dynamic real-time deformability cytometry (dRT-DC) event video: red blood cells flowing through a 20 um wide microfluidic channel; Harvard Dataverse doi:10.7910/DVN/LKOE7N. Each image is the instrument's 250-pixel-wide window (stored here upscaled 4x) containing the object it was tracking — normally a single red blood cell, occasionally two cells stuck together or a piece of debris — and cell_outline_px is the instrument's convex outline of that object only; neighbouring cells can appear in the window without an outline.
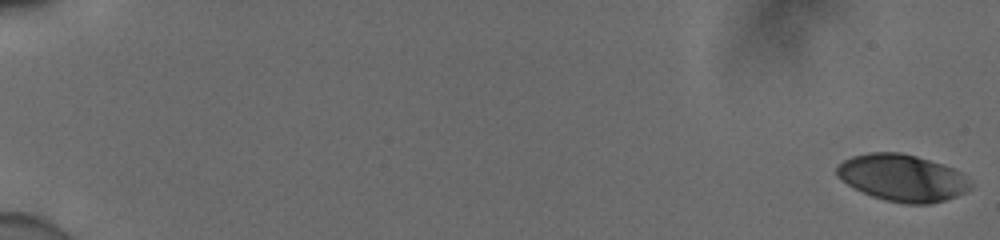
{"species": "human", "species_latin": "Homo sapiens", "temperature_condition": "cold", "stored_images_in_passage": 11, "camera_frame_rate_fps": 3000, "um_per_image_px": 0.085, "donor": {"sex": "male"}, "frame": {"image": 1, "passage_image": 1, "time_ms": 0.0, "image_size_px": [1000, 240], "cell_outline_px": [[972, 184], [964, 192], [956, 196], [944, 200], [928, 204], [904, 204], [872, 196], [848, 184], [836, 176], [836, 168], [844, 160], [852, 156], [868, 152], [900, 152], [916, 156], [956, 168], [964, 172]], "centroid_in_image_um": [76.72, 15.1], "position_along_channel_um": 8.3, "area_um2": 36.47}}
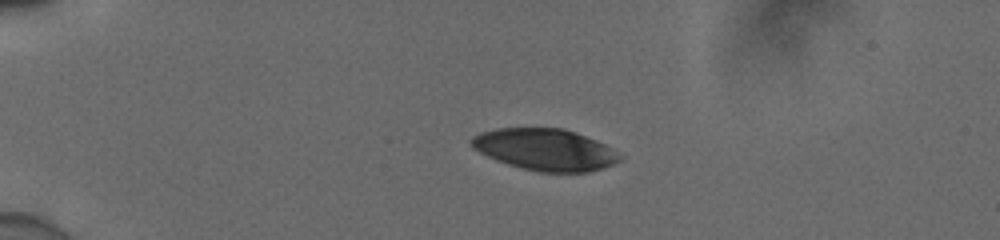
{"frame": {"image": 2, "passage_image": 7, "time_ms": 2.0, "image_size_px": [1000, 240], "cell_outline_px": [[624, 156], [620, 160], [612, 164], [588, 172], [540, 172], [520, 168], [496, 160], [472, 148], [468, 144], [468, 140], [472, 136], [480, 132], [496, 128], [564, 128], [576, 132], [596, 140], [612, 148]], "centroid_in_image_um": [46.3, 12.7], "position_along_channel_um": 38.7, "area_um2": 36.24}}
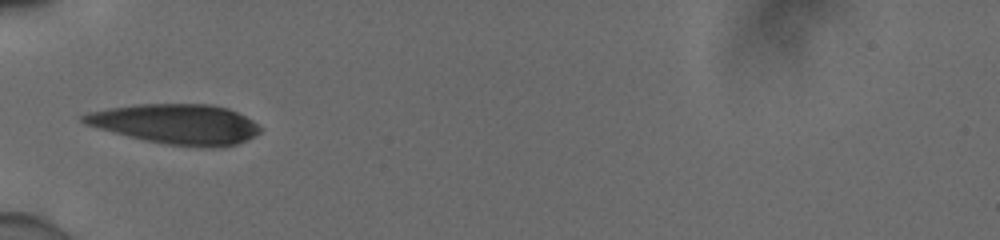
{"frame": {"image": 3, "passage_image": 10, "time_ms": 3.0, "image_size_px": [1000, 240], "cell_outline_px": [[264, 128], [260, 132], [236, 144], [216, 148], [200, 148], [168, 144], [144, 140], [84, 124], [80, 120], [80, 116], [88, 112], [108, 108], [136, 104], [212, 104], [228, 108], [252, 120]], "centroid_in_image_um": [14.98, 10.54], "position_along_channel_um": 70.0, "area_um2": 41.21}}